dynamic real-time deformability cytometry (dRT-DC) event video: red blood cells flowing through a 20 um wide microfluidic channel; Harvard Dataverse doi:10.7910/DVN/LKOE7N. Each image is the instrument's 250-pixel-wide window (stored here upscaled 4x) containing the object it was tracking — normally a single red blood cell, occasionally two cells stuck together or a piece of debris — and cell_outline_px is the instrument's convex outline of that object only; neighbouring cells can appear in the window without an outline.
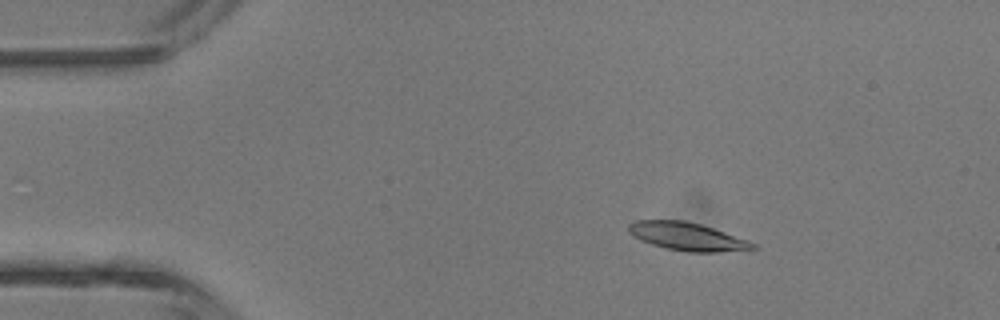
{"species": "common noctule bat (a hibernating species)", "species_latin": "Nyctalus noctula", "temperature_condition": "room temperature", "stored_images_in_passage": 5, "camera_frame_rate_fps": 3000, "um_per_image_px": 0.085, "animal": {"sex": "male", "body_mass_g": 13.3}, "frame": {"image": 1, "passage_image": 2, "time_ms": 1.333, "image_size_px": [1000, 320], "cell_outline_px": [[756, 248], [716, 252], [688, 252], [668, 248], [652, 244], [640, 240], [628, 232], [628, 224], [636, 220], [684, 220], [700, 224], [748, 240], [756, 244]], "centroid_in_image_um": [58.37, 20.09], "position_along_channel_um": 26.6, "area_um2": 20.0}}
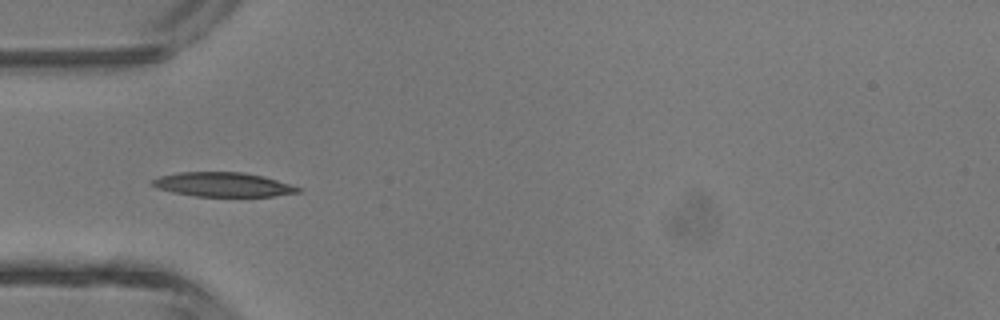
{"frame": {"image": 2, "passage_image": 4, "time_ms": 3.667, "image_size_px": [1000, 320], "cell_outline_px": [[304, 188], [300, 192], [276, 196], [196, 196], [172, 192], [156, 188], [148, 184], [152, 180], [160, 176], [180, 172], [244, 172], [264, 176]], "centroid_in_image_um": [18.97, 15.68], "position_along_channel_um": 66.0, "area_um2": 20.81}}
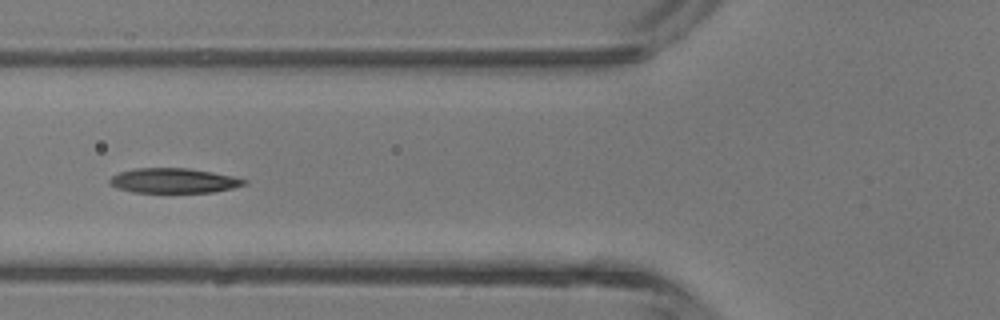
{"frame": {"image": 3, "passage_image": 5, "time_ms": 4.667, "image_size_px": [1000, 320], "cell_outline_px": [[248, 184], [232, 188], [212, 192], [132, 192], [116, 188], [108, 184], [108, 180], [112, 176], [120, 172], [132, 168], [188, 168], [212, 172], [232, 176], [248, 180]], "centroid_in_image_um": [14.73, 15.35], "position_along_channel_um": 111.1, "area_um2": 19.54}}